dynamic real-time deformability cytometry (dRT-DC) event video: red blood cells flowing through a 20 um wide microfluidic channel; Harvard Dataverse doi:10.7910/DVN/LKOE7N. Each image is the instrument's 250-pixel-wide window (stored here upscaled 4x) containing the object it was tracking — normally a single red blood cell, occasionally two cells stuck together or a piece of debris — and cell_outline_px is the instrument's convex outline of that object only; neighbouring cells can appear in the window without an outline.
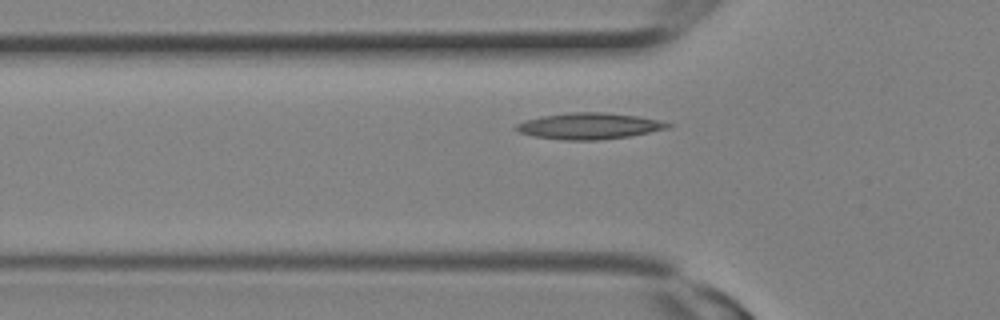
{"species": "Egyptian fruit bat (a non-hibernating species)", "species_latin": "Rousettus aegyptiacus", "temperature_condition": "room temperature", "stored_images_in_passage": 4, "camera_frame_rate_fps": 3000, "um_per_image_px": 0.085, "animal": {"sex": "female"}, "frame": {"image": 1, "passage_image": 3, "time_ms": 0.667, "image_size_px": [1000, 320], "cell_outline_px": [[672, 124], [668, 128], [628, 136], [600, 140], [564, 140], [532, 136], [520, 132], [512, 128], [516, 124], [524, 120], [544, 116], [568, 112], [604, 112], [636, 116], [656, 120]], "centroid_in_image_um": [50.0, 10.71], "position_along_channel_um": 75.8, "area_um2": 23.0}}